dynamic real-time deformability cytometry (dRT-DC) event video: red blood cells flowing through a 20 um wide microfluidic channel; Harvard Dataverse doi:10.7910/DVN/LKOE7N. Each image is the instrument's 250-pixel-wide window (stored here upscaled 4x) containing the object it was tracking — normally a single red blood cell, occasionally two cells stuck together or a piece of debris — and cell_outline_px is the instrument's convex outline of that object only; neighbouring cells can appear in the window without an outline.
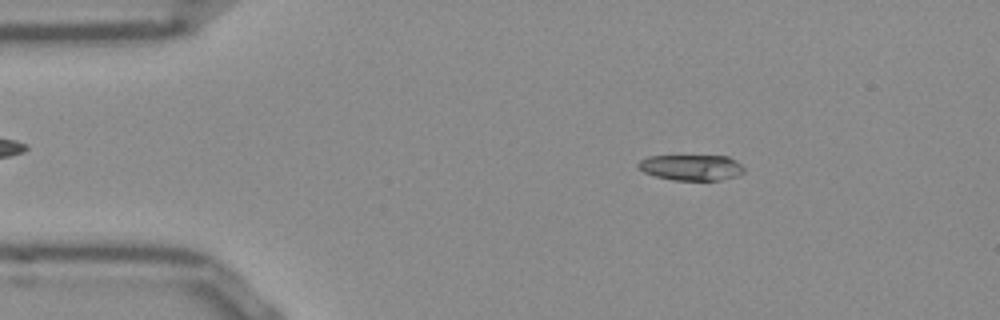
{"species": "Egyptian fruit bat (a non-hibernating species)", "species_latin": "Rousettus aegyptiacus", "temperature_condition": "room temperature", "stored_images_in_passage": 45, "camera_frame_rate_fps": 3000, "um_per_image_px": 0.085, "frame": {"image": 1, "passage_image": 1, "time_ms": 0.0, "image_size_px": [1000, 320], "cell_outline_px": [[744, 172], [736, 176], [720, 180], [676, 180], [656, 176], [644, 172], [636, 164], [640, 160], [648, 156], [728, 156], [736, 160], [744, 168]], "centroid_in_image_um": [58.78, 14.23], "position_along_channel_um": 26.2, "area_um2": 15.78}}
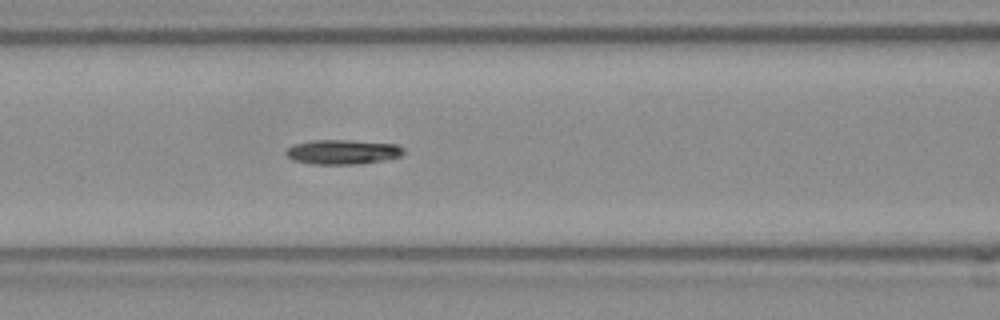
{"frame": {"image": 2, "passage_image": 14, "time_ms": 4.333, "image_size_px": [1000, 320], "cell_outline_px": [[404, 152], [400, 156], [384, 160], [356, 164], [312, 164], [292, 160], [284, 152], [288, 148], [296, 144], [316, 140], [348, 140], [396, 144], [404, 148]], "centroid_in_image_um": [29.13, 12.92], "position_along_channel_um": 137.5, "area_um2": 16.7}}
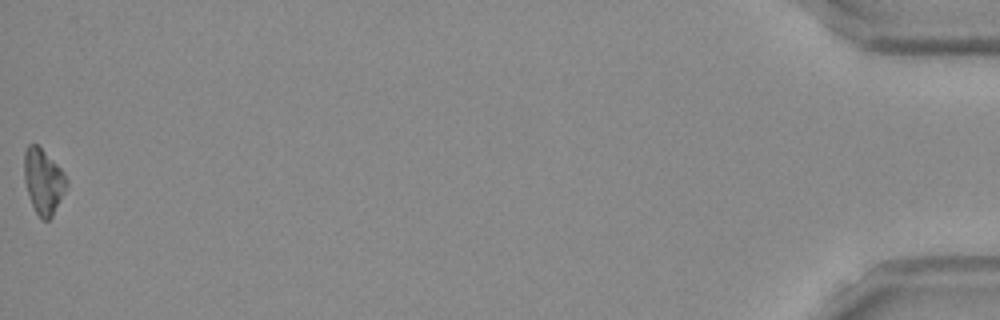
{"frame": {"image": 3, "passage_image": 45, "time_ms": 14.667, "image_size_px": [1000, 320], "cell_outline_px": [[68, 184], [52, 216], [48, 220], [44, 220], [36, 212], [32, 204], [24, 180], [24, 152], [28, 144], [36, 144], [64, 172], [68, 180]], "centroid_in_image_um": [3.68, 15.4], "position_along_channel_um": 431.5, "area_um2": 15.72}, "authors_computed_cell_mechanics": {"area_um2": 16.3574, "velocity_mm_per_s": 3.8677, "shape_relaxation_time_tau1_ms": 6.62, "shape_relaxation_time_tau2_ms": null, "deformation_change_tau1": 0.1949, "deformation_change_tau2": null}}